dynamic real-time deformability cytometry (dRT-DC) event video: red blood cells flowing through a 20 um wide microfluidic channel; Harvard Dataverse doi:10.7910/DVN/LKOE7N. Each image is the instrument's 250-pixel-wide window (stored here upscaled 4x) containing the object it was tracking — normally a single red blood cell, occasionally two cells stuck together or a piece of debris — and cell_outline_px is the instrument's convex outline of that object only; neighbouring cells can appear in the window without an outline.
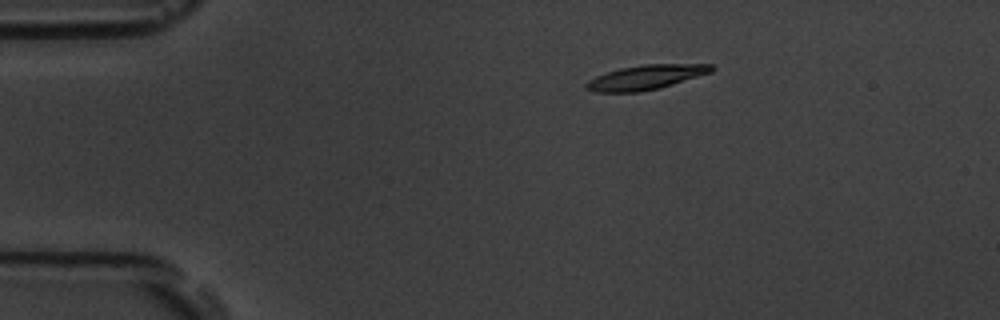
{"species": "common noctule bat (a hibernating species)", "species_latin": "Nyctalus noctula", "temperature_condition": "room temperature", "stored_images_in_passage": 55, "camera_frame_rate_fps": 3000, "um_per_image_px": 0.085, "animal": {"sex": "male", "body_mass_g": 19.5, "forearm_length_mm": 54.6}, "frame": {"image": 1, "passage_image": 10, "time_ms": 3.0, "image_size_px": [1000, 320], "cell_outline_px": [[716, 68], [712, 72], [660, 88], [640, 92], [596, 92], [584, 88], [584, 84], [588, 80], [596, 76], [620, 68], [644, 64], [712, 64]], "centroid_in_image_um": [54.9, 6.57], "position_along_channel_um": 30.1, "area_um2": 17.98}}
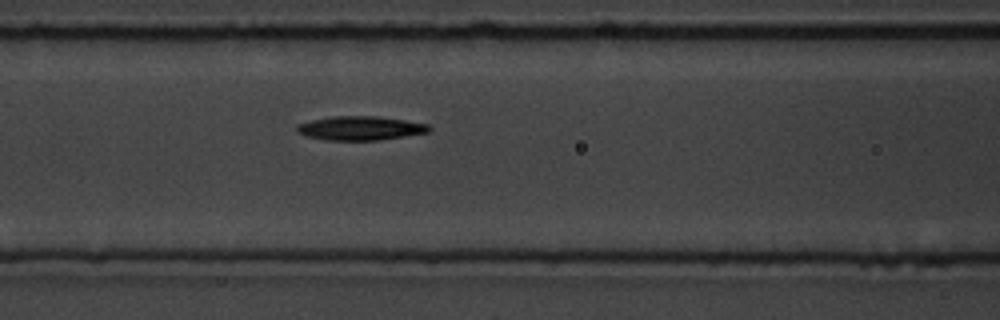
{"frame": {"image": 2, "passage_image": 23, "time_ms": 7.333, "image_size_px": [1000, 320], "cell_outline_px": [[432, 128], [428, 132], [380, 140], [324, 140], [308, 136], [296, 132], [296, 124], [312, 120], [332, 116], [376, 116], [404, 120], [428, 124]], "centroid_in_image_um": [30.6, 10.89], "position_along_channel_um": 136.0, "area_um2": 18.44}}
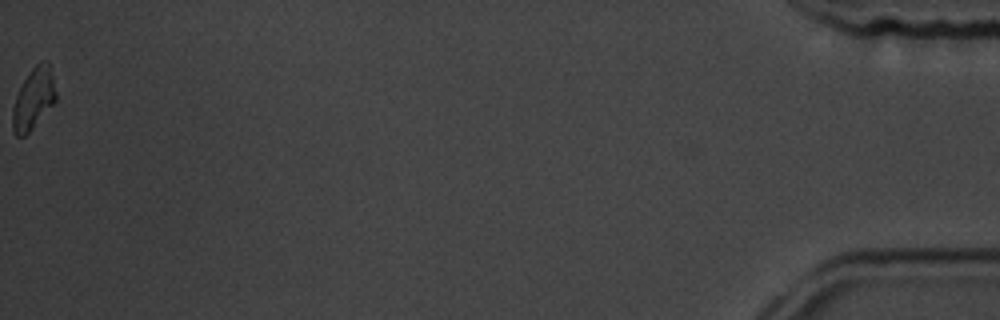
{"frame": {"image": 3, "passage_image": 55, "time_ms": 18.0, "image_size_px": [1000, 320], "cell_outline_px": [[56, 100], [32, 128], [24, 136], [16, 136], [12, 132], [12, 108], [16, 96], [28, 72], [40, 60], [48, 60], [56, 92]], "centroid_in_image_um": [2.83, 8.37], "position_along_channel_um": 432.4, "area_um2": 15.32}, "authors_computed_cell_mechanics": {"area_um2": 17.3978, "velocity_mm_per_s": 3.7387, "shape_relaxation_time_tau1_ms": 1.8836, "shape_relaxation_time_tau2_ms": null, "deformation_change_tau1": 0.1043, "deformation_change_tau2": null}}